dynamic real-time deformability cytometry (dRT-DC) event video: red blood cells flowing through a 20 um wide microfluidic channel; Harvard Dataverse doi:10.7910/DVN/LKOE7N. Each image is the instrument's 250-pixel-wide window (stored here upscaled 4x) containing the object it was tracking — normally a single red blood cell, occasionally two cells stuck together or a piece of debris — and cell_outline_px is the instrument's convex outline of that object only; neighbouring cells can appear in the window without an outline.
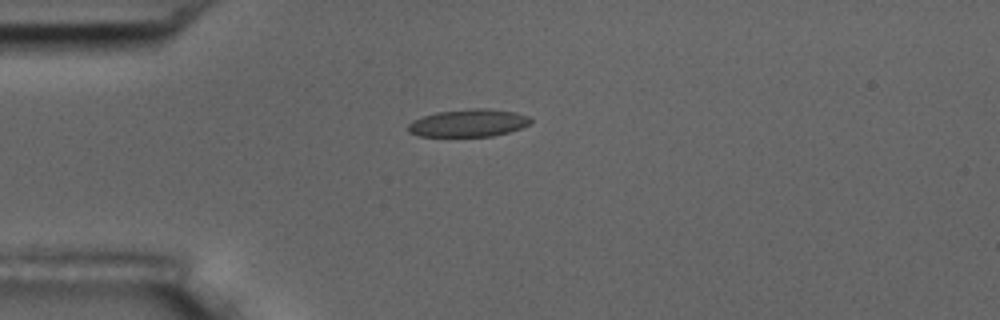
{"species": "common noctule bat (a hibernating species)", "species_latin": "Nyctalus noctula", "temperature_condition": "room temperature", "stored_images_in_passage": 42, "camera_frame_rate_fps": 3000, "um_per_image_px": 0.085, "animal": {"sex": "male", "body_mass_g": 17.5, "forearm_length_mm": 52.3}, "frame": {"image": 1, "passage_image": 1, "time_ms": 0.0, "image_size_px": [1000, 320], "cell_outline_px": [[532, 124], [508, 132], [492, 136], [420, 136], [408, 132], [408, 124], [412, 120], [436, 112], [472, 108], [488, 108], [516, 112], [528, 116], [532, 120]], "centroid_in_image_um": [39.83, 10.45], "position_along_channel_um": 45.2, "area_um2": 19.77}}
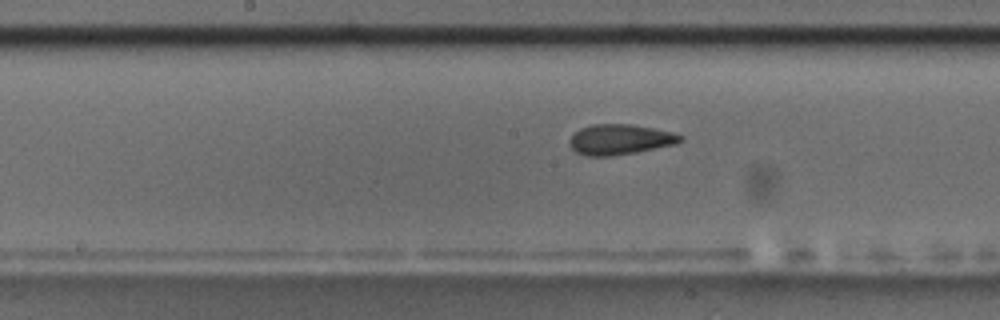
{"frame": {"image": 2, "passage_image": 15, "time_ms": 4.667, "image_size_px": [1000, 320], "cell_outline_px": [[684, 140], [676, 144], [636, 152], [608, 156], [588, 156], [576, 152], [568, 144], [568, 140], [580, 128], [592, 124], [632, 124], [672, 132], [684, 136]], "centroid_in_image_um": [52.7, 11.85], "position_along_channel_um": 195.5, "area_um2": 19.59}}
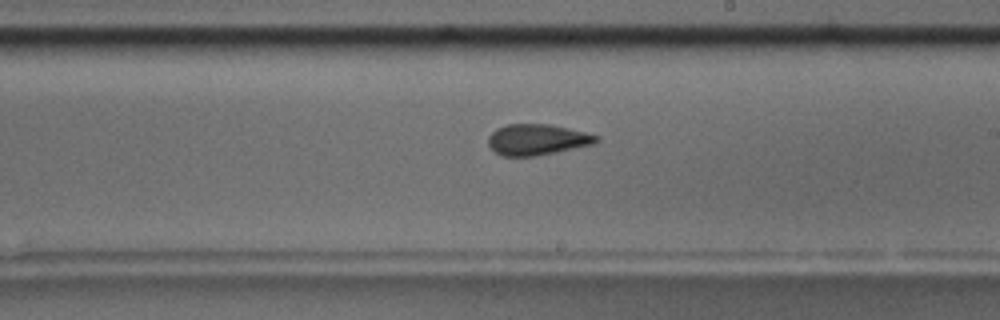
{"frame": {"image": 3, "passage_image": 19, "time_ms": 6.0, "image_size_px": [1000, 320], "cell_outline_px": [[600, 140], [592, 144], [556, 152], [536, 156], [504, 156], [496, 152], [488, 144], [488, 136], [496, 128], [508, 124], [548, 124], [568, 128], [584, 132], [596, 136]], "centroid_in_image_um": [45.62, 11.86], "position_along_channel_um": 243.4, "area_um2": 19.25}, "authors_computed_cell_mechanics": {"area_um2": 19.5653, "velocity_mm_per_s": 3.6042, "shape_relaxation_time_tau1_ms": 6.3204, "shape_relaxation_time_tau2_ms": 1.9085, "deformation_change_tau1": 0.163, "deformation_change_tau2": 0.09}}